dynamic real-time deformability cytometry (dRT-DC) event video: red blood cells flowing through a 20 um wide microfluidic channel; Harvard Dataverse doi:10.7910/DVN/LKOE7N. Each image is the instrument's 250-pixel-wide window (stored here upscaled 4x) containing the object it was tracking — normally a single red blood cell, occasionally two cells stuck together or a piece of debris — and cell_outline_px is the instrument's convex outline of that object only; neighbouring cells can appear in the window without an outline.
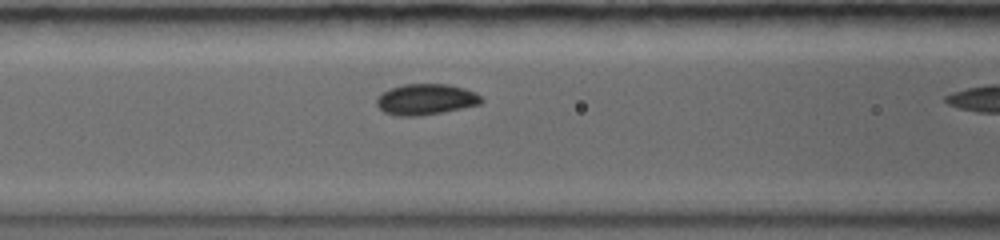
{"species": "common noctule bat (a hibernating species)", "species_latin": "Nyctalus noctula", "temperature_condition": "warm", "stored_images_in_passage": 7, "segment_of_instrument_passage": [1, 2], "camera_frame_rate_fps": 5000, "um_per_image_px": 0.085, "animal": {"sex": "female", "body_mass_g": 19.0, "forearm_length_mm": 56.7}, "frame": {"image": 1, "passage_image": 6, "time_ms": 3.8, "image_size_px": [1000, 240], "cell_outline_px": [[484, 100], [480, 104], [420, 116], [396, 116], [384, 112], [376, 104], [376, 100], [384, 92], [392, 88], [404, 84], [448, 84], [464, 88], [480, 96]], "centroid_in_image_um": [36.18, 8.45], "position_along_channel_um": 130.4, "area_um2": 18.55}}